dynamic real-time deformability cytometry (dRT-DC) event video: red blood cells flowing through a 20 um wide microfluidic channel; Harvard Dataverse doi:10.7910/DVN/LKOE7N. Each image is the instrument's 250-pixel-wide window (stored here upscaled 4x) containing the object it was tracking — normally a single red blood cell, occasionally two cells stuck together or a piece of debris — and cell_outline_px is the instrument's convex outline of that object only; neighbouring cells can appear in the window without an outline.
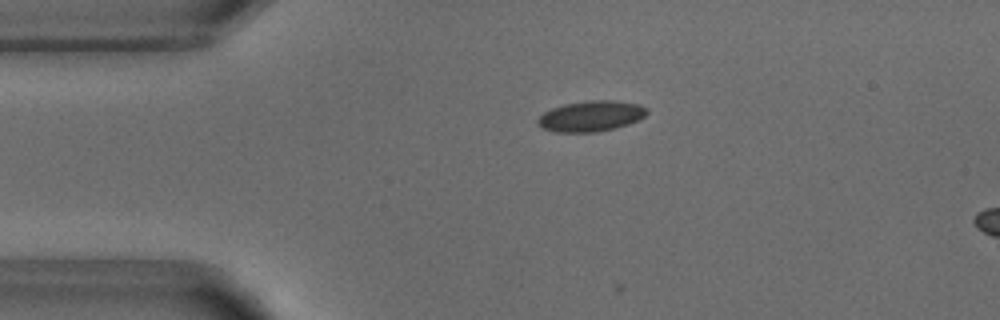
{"species": "common noctule bat (a hibernating species)", "species_latin": "Nyctalus noctula", "temperature_condition": "warm", "stored_images_in_passage": 15, "camera_frame_rate_fps": 3000, "um_per_image_px": 0.085, "animal": {"sex": "male", "body_mass_g": 18.8}, "frame": {"image": 1, "passage_image": 11, "time_ms": 3.333, "image_size_px": [1000, 320], "cell_outline_px": [[648, 112], [640, 120], [616, 128], [596, 132], [552, 132], [536, 124], [536, 120], [544, 112], [552, 108], [564, 104], [588, 100], [616, 100], [640, 104], [648, 108]], "centroid_in_image_um": [50.25, 9.86], "position_along_channel_um": 34.7, "area_um2": 19.77}}